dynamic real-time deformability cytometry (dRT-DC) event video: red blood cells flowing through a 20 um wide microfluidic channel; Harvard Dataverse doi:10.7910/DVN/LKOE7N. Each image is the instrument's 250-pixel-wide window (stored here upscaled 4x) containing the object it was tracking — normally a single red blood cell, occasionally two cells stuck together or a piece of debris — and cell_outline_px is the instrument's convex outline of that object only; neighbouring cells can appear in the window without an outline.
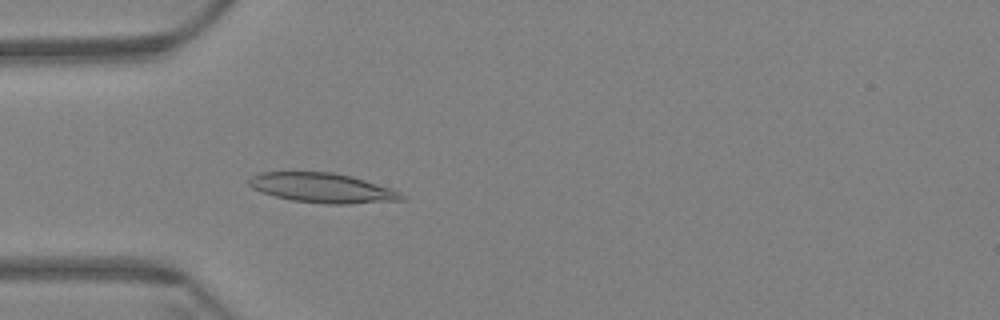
{"species": "Egyptian fruit bat (a non-hibernating species)", "species_latin": "Rousettus aegyptiacus", "temperature_condition": "warm", "stored_images_in_passage": 43, "camera_frame_rate_fps": 3000, "um_per_image_px": 0.085, "animal": {"sex": "female"}, "frame": {"image": 1, "passage_image": 13, "time_ms": 4.0, "image_size_px": [1000, 320], "cell_outline_px": [[404, 200], [348, 204], [328, 204], [292, 200], [260, 192], [252, 188], [248, 184], [248, 180], [252, 176], [260, 172], [332, 172], [352, 176], [388, 188], [404, 196]], "centroid_in_image_um": [27.34, 15.97], "position_along_channel_um": 57.7, "area_um2": 26.07}}
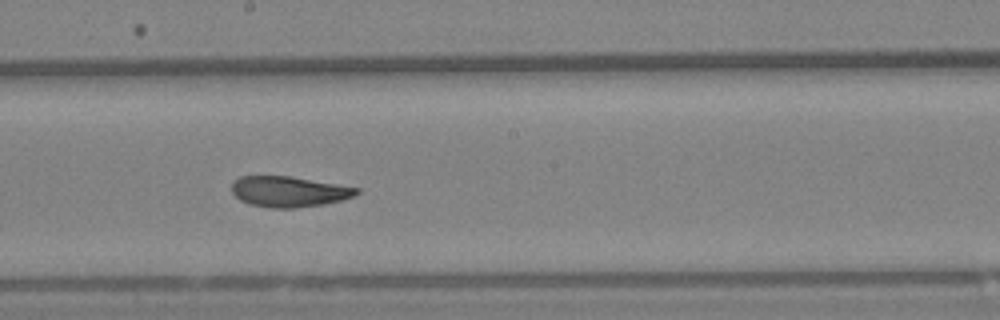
{"frame": {"image": 2, "passage_image": 28, "time_ms": 9.0, "image_size_px": [1000, 320], "cell_outline_px": [[360, 192], [356, 196], [324, 204], [296, 208], [272, 208], [248, 204], [240, 200], [232, 192], [232, 180], [240, 176], [288, 176], [360, 188]], "centroid_in_image_um": [24.54, 16.29], "position_along_channel_um": 223.7, "area_um2": 22.31}}
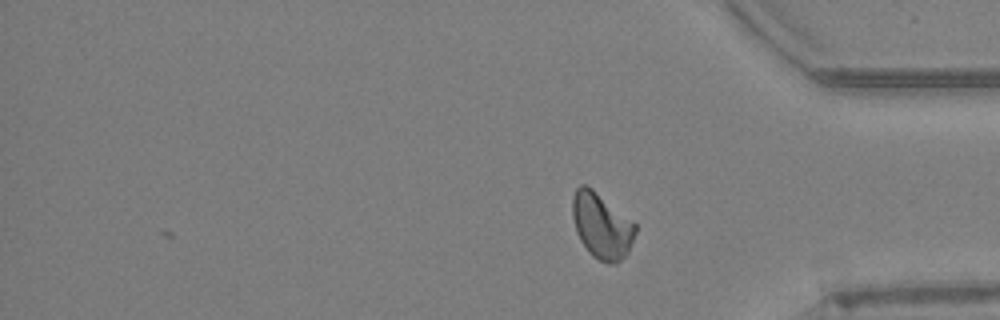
{"frame": {"image": 3, "passage_image": 43, "time_ms": 14.0, "image_size_px": [1000, 320], "cell_outline_px": [[636, 232], [628, 252], [616, 264], [608, 264], [592, 256], [588, 252], [580, 240], [576, 232], [572, 216], [572, 196], [576, 188], [580, 184], [588, 184], [636, 224]], "centroid_in_image_um": [51.11, 19.17], "position_along_channel_um": 384.1, "area_um2": 24.22}, "authors_computed_cell_mechanics": {"area_um2": 23.2356, "velocity_mm_per_s": 3.4244, "shape_relaxation_time_tau1_ms": 6.8167, "shape_relaxation_time_tau2_ms": 2.5455, "deformation_change_tau1": 0.1744, "deformation_change_tau2": 0.0775}}